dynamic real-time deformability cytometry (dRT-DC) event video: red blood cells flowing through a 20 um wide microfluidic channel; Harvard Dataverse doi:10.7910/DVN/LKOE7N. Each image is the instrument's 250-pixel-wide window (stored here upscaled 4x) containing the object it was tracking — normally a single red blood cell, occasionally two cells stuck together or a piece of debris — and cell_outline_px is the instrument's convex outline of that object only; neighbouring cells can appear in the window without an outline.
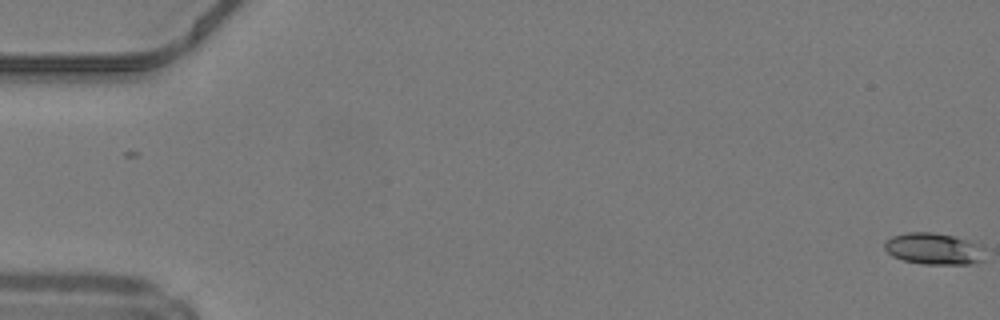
{"species": "common noctule bat (a hibernating species)", "species_latin": "Nyctalus noctula", "temperature_condition": "warm", "stored_images_in_passage": 50, "camera_frame_rate_fps": 3000, "um_per_image_px": 0.085, "animal": {"sex": "male", "body_mass_g": 19.2, "forearm_length_mm": 51.8}, "frame": {"image": 1, "passage_image": 1, "time_ms": 0.0, "image_size_px": [1000, 320], "cell_outline_px": [[984, 260], [968, 264], [920, 264], [904, 260], [892, 256], [884, 248], [884, 240], [892, 236], [908, 232], [932, 232], [952, 236], [976, 244], [984, 248]], "centroid_in_image_um": [79.33, 21.15], "position_along_channel_um": 5.7, "area_um2": 18.38}}
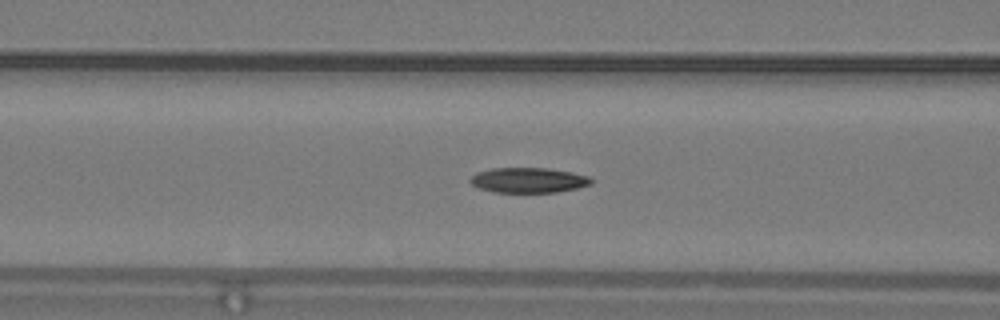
{"frame": {"image": 2, "passage_image": 21, "time_ms": 6.667, "image_size_px": [1000, 320], "cell_outline_px": [[596, 180], [592, 184], [576, 188], [556, 192], [492, 192], [480, 188], [472, 184], [468, 180], [476, 172], [492, 168], [548, 168], [572, 172], [588, 176]], "centroid_in_image_um": [44.94, 15.31], "position_along_channel_um": 121.7, "area_um2": 17.8}}
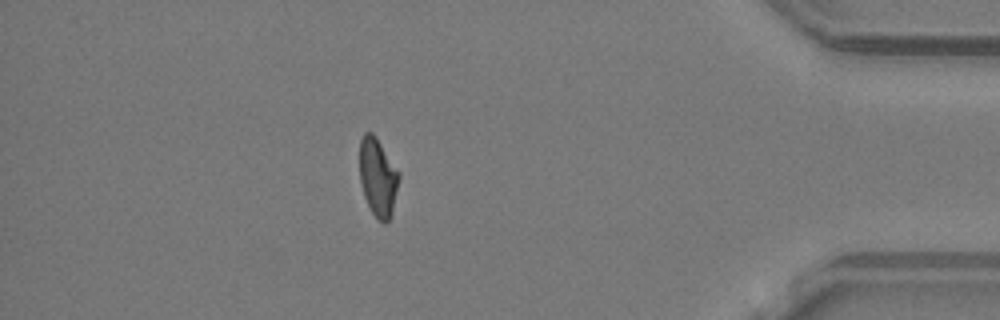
{"frame": {"image": 3, "passage_image": 44, "time_ms": 14.333, "image_size_px": [1000, 320], "cell_outline_px": [[400, 176], [392, 216], [384, 224], [372, 212], [364, 196], [360, 180], [360, 140], [364, 132], [372, 132], [376, 136], [400, 172]], "centroid_in_image_um": [32.14, 15.05], "position_along_channel_um": 403.1, "area_um2": 18.03}, "authors_computed_cell_mechanics": {"area_um2": 18.0625, "velocity_mm_per_s": 4.2544, "shape_relaxation_time_tau1_ms": 6.6835, "shape_relaxation_time_tau2_ms": 3.5126, "deformation_change_tau1": 0.194, "deformation_change_tau2": 0.1029}}